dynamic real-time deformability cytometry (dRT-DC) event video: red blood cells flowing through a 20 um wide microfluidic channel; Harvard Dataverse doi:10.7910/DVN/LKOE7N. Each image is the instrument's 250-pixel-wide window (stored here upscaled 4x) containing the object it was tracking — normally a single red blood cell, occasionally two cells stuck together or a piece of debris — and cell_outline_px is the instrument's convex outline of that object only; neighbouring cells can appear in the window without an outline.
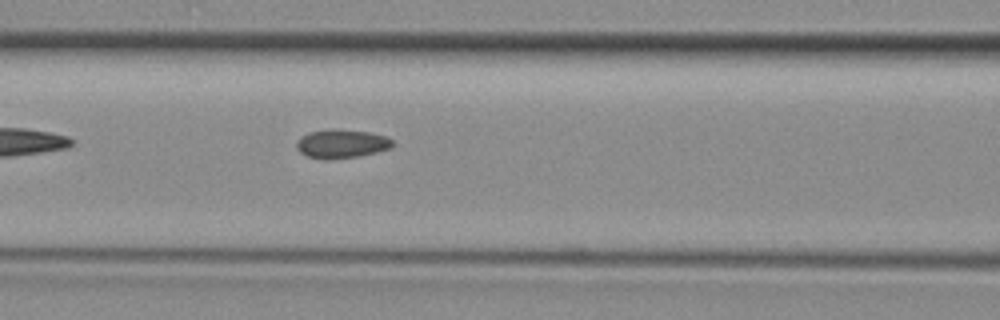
{"species": "common noctule bat (a hibernating species)", "species_latin": "Nyctalus noctula", "temperature_condition": "room temperature", "stored_images_in_passage": 6, "camera_frame_rate_fps": 3000, "um_per_image_px": 0.085, "animal": {"sex": "female", "body_mass_g": 29.2, "forearm_length_mm": 56.3}, "frame": {"image": 1, "passage_image": 5, "time_ms": 1.333, "image_size_px": [1000, 320], "cell_outline_px": [[392, 148], [360, 156], [332, 160], [324, 160], [308, 156], [300, 152], [296, 148], [296, 140], [300, 136], [308, 132], [332, 128], [368, 132], [384, 136], [392, 140]], "centroid_in_image_um": [28.98, 12.22], "position_along_channel_um": 137.6, "area_um2": 16.3}}